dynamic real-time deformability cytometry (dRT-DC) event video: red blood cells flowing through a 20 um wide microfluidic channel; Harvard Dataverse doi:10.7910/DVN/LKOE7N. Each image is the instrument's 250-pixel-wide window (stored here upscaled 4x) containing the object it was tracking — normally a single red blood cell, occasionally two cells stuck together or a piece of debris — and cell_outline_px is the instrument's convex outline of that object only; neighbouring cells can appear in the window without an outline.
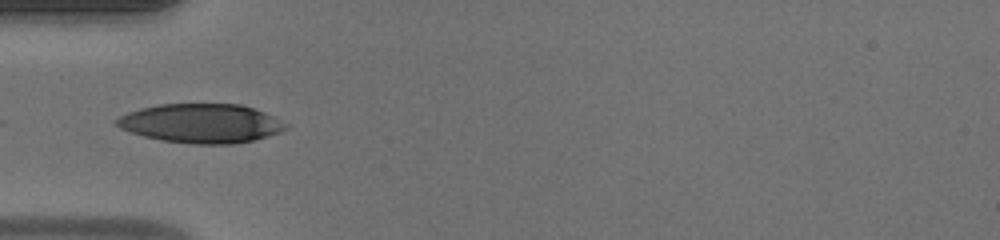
{"species": "human", "species_latin": "Homo sapiens", "temperature_condition": "warm", "stored_images_in_passage": 19, "camera_frame_rate_fps": 3000, "um_per_image_px": 0.085, "donor": {"sex": "male"}, "frame": {"image": 1, "passage_image": 1, "time_ms": 0.0, "image_size_px": [1000, 240], "cell_outline_px": [[288, 128], [280, 132], [268, 136], [236, 144], [192, 144], [164, 140], [144, 136], [120, 128], [112, 120], [128, 112], [140, 108], [156, 104], [240, 104], [264, 112], [288, 124]], "centroid_in_image_um": [17.09, 10.48], "position_along_channel_um": 67.9, "area_um2": 38.49}}
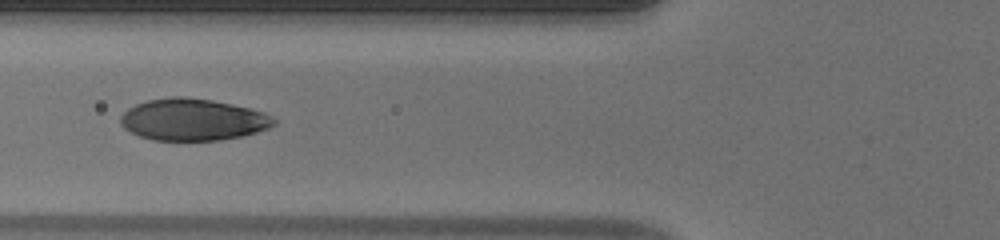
{"frame": {"image": 2, "passage_image": 4, "time_ms": 1.0, "image_size_px": [1000, 240], "cell_outline_px": [[276, 124], [268, 128], [256, 132], [240, 136], [220, 140], [152, 140], [140, 136], [124, 128], [120, 124], [120, 116], [128, 108], [136, 104], [148, 100], [172, 96], [184, 96], [212, 100], [232, 104], [264, 112], [276, 120]], "centroid_in_image_um": [16.37, 10.16], "position_along_channel_um": 109.4, "area_um2": 37.28}}
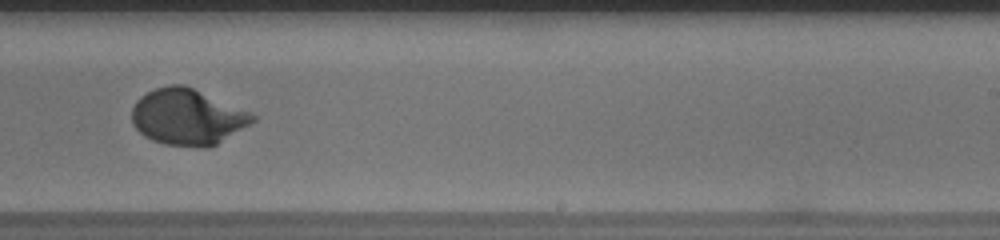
{"frame": {"image": 3, "passage_image": 16, "time_ms": 5.0, "image_size_px": [1000, 240], "cell_outline_px": [[256, 120], [216, 144], [208, 148], [204, 148], [164, 144], [152, 140], [144, 136], [132, 124], [132, 108], [136, 100], [140, 96], [156, 88], [168, 84], [184, 84], [248, 112], [256, 116]], "centroid_in_image_um": [15.88, 9.94], "position_along_channel_um": 273.1, "area_um2": 39.07}}